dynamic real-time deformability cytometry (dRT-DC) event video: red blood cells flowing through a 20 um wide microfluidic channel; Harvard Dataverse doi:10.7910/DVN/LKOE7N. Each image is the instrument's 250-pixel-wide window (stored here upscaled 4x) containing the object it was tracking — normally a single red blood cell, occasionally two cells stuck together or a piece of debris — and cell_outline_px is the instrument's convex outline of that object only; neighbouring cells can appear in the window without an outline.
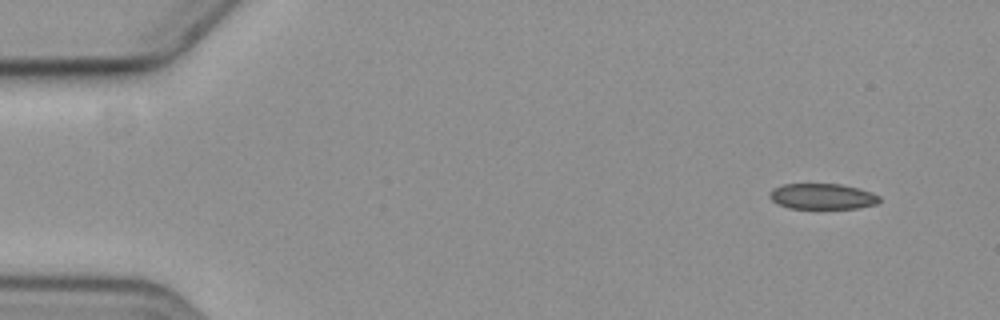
{"species": "common noctule bat (a hibernating species)", "species_latin": "Nyctalus noctula", "temperature_condition": "cold", "stored_images_in_passage": 6, "camera_frame_rate_fps": 3000, "um_per_image_px": 0.085, "animal": {"sex": "female", "body_mass_g": 19.3, "forearm_length_mm": 54.1}, "frame": {"image": 1, "passage_image": 1, "time_ms": 0.0, "image_size_px": [1000, 320], "cell_outline_px": [[880, 200], [876, 204], [856, 208], [788, 208], [772, 200], [768, 196], [776, 188], [784, 184], [840, 184], [860, 188], [872, 192], [880, 196]], "centroid_in_image_um": [69.95, 16.69], "position_along_channel_um": 15.0, "area_um2": 16.24}}
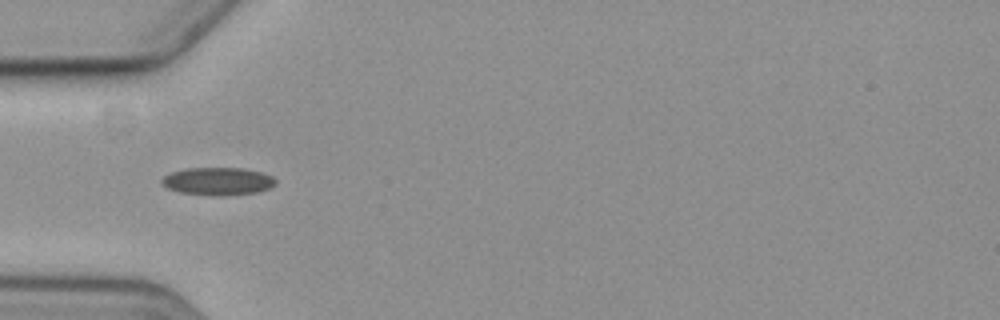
{"frame": {"image": 2, "passage_image": 5, "time_ms": 4.667, "image_size_px": [1000, 320], "cell_outline_px": [[276, 184], [260, 192], [224, 196], [212, 196], [180, 192], [168, 188], [160, 184], [160, 180], [164, 176], [172, 172], [184, 168], [244, 168], [260, 172], [272, 176], [276, 180]], "centroid_in_image_um": [18.51, 15.41], "position_along_channel_um": 66.5, "area_um2": 18.61}}
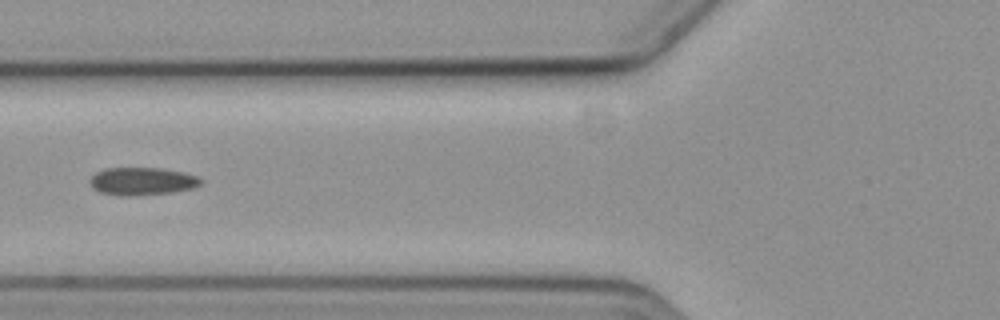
{"frame": {"image": 3, "passage_image": 6, "time_ms": 6.0, "image_size_px": [1000, 320], "cell_outline_px": [[204, 180], [200, 184], [192, 188], [172, 192], [128, 196], [120, 196], [100, 192], [92, 188], [88, 184], [88, 180], [96, 172], [104, 168], [160, 168], [184, 172], [200, 176]], "centroid_in_image_um": [12.06, 15.4], "position_along_channel_um": 113.7, "area_um2": 18.15}}